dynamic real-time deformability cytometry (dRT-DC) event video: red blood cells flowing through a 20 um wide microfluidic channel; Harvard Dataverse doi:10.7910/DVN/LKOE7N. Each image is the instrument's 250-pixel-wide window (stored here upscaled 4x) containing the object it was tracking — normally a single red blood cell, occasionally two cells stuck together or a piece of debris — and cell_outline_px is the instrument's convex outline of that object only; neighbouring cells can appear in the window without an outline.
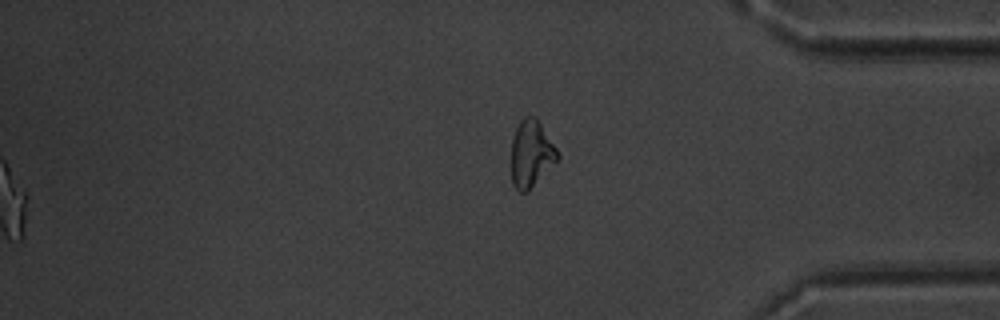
{"species": "common noctule bat (a hibernating species)", "species_latin": "Nyctalus noctula", "temperature_condition": "warm", "stored_images_in_passage": 57, "segment_of_instrument_passage": [2, 2], "camera_frame_rate_fps": 3000, "um_per_image_px": 0.085, "animal": {"sex": "male", "body_mass_g": 20.1, "forearm_length_mm": 53.5}, "frame": {"image": 1, "passage_image": 57, "time_ms": 18.667, "image_size_px": [1000, 320], "cell_outline_px": [[560, 156], [528, 192], [520, 192], [512, 184], [512, 140], [516, 128], [520, 120], [524, 116], [536, 116], [556, 148]], "centroid_in_image_um": [45.14, 13.05], "position_along_channel_um": 390.1, "area_um2": 17.8}}